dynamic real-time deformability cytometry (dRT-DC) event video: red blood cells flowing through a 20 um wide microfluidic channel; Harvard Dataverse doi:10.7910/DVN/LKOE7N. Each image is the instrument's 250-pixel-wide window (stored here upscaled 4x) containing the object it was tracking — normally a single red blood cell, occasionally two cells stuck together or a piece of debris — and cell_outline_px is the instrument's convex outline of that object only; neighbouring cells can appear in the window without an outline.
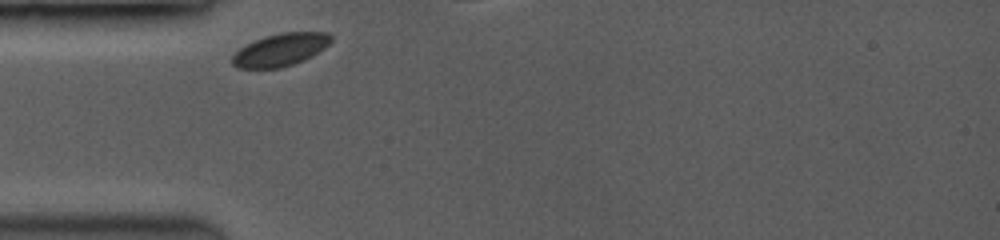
{"species": "common noctule bat (a hibernating species)", "species_latin": "Nyctalus noctula", "temperature_condition": "room temperature", "stored_images_in_passage": 6, "camera_frame_rate_fps": 3500, "um_per_image_px": 0.085, "animal": {"sex": "female", "body_mass_g": 19.0, "forearm_length_mm": 53.3}, "frame": {"image": 1, "passage_image": 1, "time_ms": 0.0, "image_size_px": [1000, 240], "cell_outline_px": [[332, 40], [324, 48], [312, 56], [304, 60], [280, 68], [236, 68], [232, 64], [232, 56], [240, 48], [264, 36], [280, 32], [328, 32], [332, 36]], "centroid_in_image_um": [23.85, 4.23], "position_along_channel_um": 61.2, "area_um2": 18.73}}
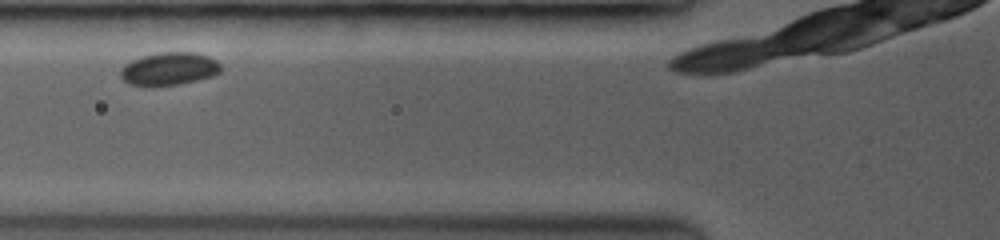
{"frame": {"image": 2, "passage_image": 4, "time_ms": 1.429, "image_size_px": [1000, 240], "cell_outline_px": [[220, 72], [212, 76], [196, 80], [176, 84], [128, 84], [120, 76], [120, 68], [124, 64], [140, 56], [156, 52], [196, 52], [208, 56], [216, 60], [220, 64]], "centroid_in_image_um": [14.37, 5.8], "position_along_channel_um": 111.4, "area_um2": 18.96}}